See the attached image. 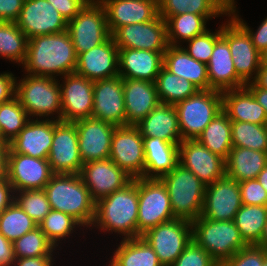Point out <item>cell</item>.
<instances>
[{
  "label": "cell",
  "instance_id": "obj_1",
  "mask_svg": "<svg viewBox=\"0 0 267 266\" xmlns=\"http://www.w3.org/2000/svg\"><path fill=\"white\" fill-rule=\"evenodd\" d=\"M25 74L56 78L74 73L77 54L68 31L28 39Z\"/></svg>",
  "mask_w": 267,
  "mask_h": 266
},
{
  "label": "cell",
  "instance_id": "obj_2",
  "mask_svg": "<svg viewBox=\"0 0 267 266\" xmlns=\"http://www.w3.org/2000/svg\"><path fill=\"white\" fill-rule=\"evenodd\" d=\"M138 178L98 200L91 227L117 233L124 240L137 238Z\"/></svg>",
  "mask_w": 267,
  "mask_h": 266
},
{
  "label": "cell",
  "instance_id": "obj_3",
  "mask_svg": "<svg viewBox=\"0 0 267 266\" xmlns=\"http://www.w3.org/2000/svg\"><path fill=\"white\" fill-rule=\"evenodd\" d=\"M51 208L73 216L91 229L96 202L80 174H53L44 188Z\"/></svg>",
  "mask_w": 267,
  "mask_h": 266
},
{
  "label": "cell",
  "instance_id": "obj_4",
  "mask_svg": "<svg viewBox=\"0 0 267 266\" xmlns=\"http://www.w3.org/2000/svg\"><path fill=\"white\" fill-rule=\"evenodd\" d=\"M18 81L16 79L15 96L26 110L29 119L43 117V120H49L50 116L52 119V116L57 114L53 120L56 118V121H61L62 98L59 79L28 74Z\"/></svg>",
  "mask_w": 267,
  "mask_h": 266
},
{
  "label": "cell",
  "instance_id": "obj_5",
  "mask_svg": "<svg viewBox=\"0 0 267 266\" xmlns=\"http://www.w3.org/2000/svg\"><path fill=\"white\" fill-rule=\"evenodd\" d=\"M159 179L167 189L175 218L192 222L201 216L206 185L194 173L178 164Z\"/></svg>",
  "mask_w": 267,
  "mask_h": 266
},
{
  "label": "cell",
  "instance_id": "obj_6",
  "mask_svg": "<svg viewBox=\"0 0 267 266\" xmlns=\"http://www.w3.org/2000/svg\"><path fill=\"white\" fill-rule=\"evenodd\" d=\"M192 239L220 265L247 246L234 221H213L202 216L192 221Z\"/></svg>",
  "mask_w": 267,
  "mask_h": 266
},
{
  "label": "cell",
  "instance_id": "obj_7",
  "mask_svg": "<svg viewBox=\"0 0 267 266\" xmlns=\"http://www.w3.org/2000/svg\"><path fill=\"white\" fill-rule=\"evenodd\" d=\"M183 140H196L205 127L222 111V92L198 90L175 105Z\"/></svg>",
  "mask_w": 267,
  "mask_h": 266
},
{
  "label": "cell",
  "instance_id": "obj_8",
  "mask_svg": "<svg viewBox=\"0 0 267 266\" xmlns=\"http://www.w3.org/2000/svg\"><path fill=\"white\" fill-rule=\"evenodd\" d=\"M173 219L175 216L163 182L158 178H138L137 237Z\"/></svg>",
  "mask_w": 267,
  "mask_h": 266
},
{
  "label": "cell",
  "instance_id": "obj_9",
  "mask_svg": "<svg viewBox=\"0 0 267 266\" xmlns=\"http://www.w3.org/2000/svg\"><path fill=\"white\" fill-rule=\"evenodd\" d=\"M67 31L77 56L104 43L111 36L104 5L100 1H88L80 12L68 21Z\"/></svg>",
  "mask_w": 267,
  "mask_h": 266
},
{
  "label": "cell",
  "instance_id": "obj_10",
  "mask_svg": "<svg viewBox=\"0 0 267 266\" xmlns=\"http://www.w3.org/2000/svg\"><path fill=\"white\" fill-rule=\"evenodd\" d=\"M152 247L163 266H171L192 240V222L175 218L141 236Z\"/></svg>",
  "mask_w": 267,
  "mask_h": 266
},
{
  "label": "cell",
  "instance_id": "obj_11",
  "mask_svg": "<svg viewBox=\"0 0 267 266\" xmlns=\"http://www.w3.org/2000/svg\"><path fill=\"white\" fill-rule=\"evenodd\" d=\"M221 37L228 43L237 76L245 84L254 81L261 66V53L248 33L230 16L221 25Z\"/></svg>",
  "mask_w": 267,
  "mask_h": 266
},
{
  "label": "cell",
  "instance_id": "obj_12",
  "mask_svg": "<svg viewBox=\"0 0 267 266\" xmlns=\"http://www.w3.org/2000/svg\"><path fill=\"white\" fill-rule=\"evenodd\" d=\"M109 158L133 179L145 171L143 136L136 126H117L111 139Z\"/></svg>",
  "mask_w": 267,
  "mask_h": 266
},
{
  "label": "cell",
  "instance_id": "obj_13",
  "mask_svg": "<svg viewBox=\"0 0 267 266\" xmlns=\"http://www.w3.org/2000/svg\"><path fill=\"white\" fill-rule=\"evenodd\" d=\"M111 36L119 49L165 52L169 45L166 21L160 15L149 22L118 27Z\"/></svg>",
  "mask_w": 267,
  "mask_h": 266
},
{
  "label": "cell",
  "instance_id": "obj_14",
  "mask_svg": "<svg viewBox=\"0 0 267 266\" xmlns=\"http://www.w3.org/2000/svg\"><path fill=\"white\" fill-rule=\"evenodd\" d=\"M48 162L55 174L81 173L83 161L75 123L54 120V136Z\"/></svg>",
  "mask_w": 267,
  "mask_h": 266
},
{
  "label": "cell",
  "instance_id": "obj_15",
  "mask_svg": "<svg viewBox=\"0 0 267 266\" xmlns=\"http://www.w3.org/2000/svg\"><path fill=\"white\" fill-rule=\"evenodd\" d=\"M15 23L28 39L64 32L68 24L47 0H24Z\"/></svg>",
  "mask_w": 267,
  "mask_h": 266
},
{
  "label": "cell",
  "instance_id": "obj_16",
  "mask_svg": "<svg viewBox=\"0 0 267 266\" xmlns=\"http://www.w3.org/2000/svg\"><path fill=\"white\" fill-rule=\"evenodd\" d=\"M242 205L239 182L225 175L206 185L201 216L213 221H232Z\"/></svg>",
  "mask_w": 267,
  "mask_h": 266
},
{
  "label": "cell",
  "instance_id": "obj_17",
  "mask_svg": "<svg viewBox=\"0 0 267 266\" xmlns=\"http://www.w3.org/2000/svg\"><path fill=\"white\" fill-rule=\"evenodd\" d=\"M53 174L48 159L34 158L9 149L7 178L14 192L44 189Z\"/></svg>",
  "mask_w": 267,
  "mask_h": 266
},
{
  "label": "cell",
  "instance_id": "obj_18",
  "mask_svg": "<svg viewBox=\"0 0 267 266\" xmlns=\"http://www.w3.org/2000/svg\"><path fill=\"white\" fill-rule=\"evenodd\" d=\"M63 77L61 121L74 123L92 117L93 81L75 72Z\"/></svg>",
  "mask_w": 267,
  "mask_h": 266
},
{
  "label": "cell",
  "instance_id": "obj_19",
  "mask_svg": "<svg viewBox=\"0 0 267 266\" xmlns=\"http://www.w3.org/2000/svg\"><path fill=\"white\" fill-rule=\"evenodd\" d=\"M92 118L116 126H126L123 78L116 76L93 81Z\"/></svg>",
  "mask_w": 267,
  "mask_h": 266
},
{
  "label": "cell",
  "instance_id": "obj_20",
  "mask_svg": "<svg viewBox=\"0 0 267 266\" xmlns=\"http://www.w3.org/2000/svg\"><path fill=\"white\" fill-rule=\"evenodd\" d=\"M80 175L95 202L124 188L133 180L110 158L84 163Z\"/></svg>",
  "mask_w": 267,
  "mask_h": 266
},
{
  "label": "cell",
  "instance_id": "obj_21",
  "mask_svg": "<svg viewBox=\"0 0 267 266\" xmlns=\"http://www.w3.org/2000/svg\"><path fill=\"white\" fill-rule=\"evenodd\" d=\"M74 123L83 164L109 159L111 139L117 126L92 117Z\"/></svg>",
  "mask_w": 267,
  "mask_h": 266
},
{
  "label": "cell",
  "instance_id": "obj_22",
  "mask_svg": "<svg viewBox=\"0 0 267 266\" xmlns=\"http://www.w3.org/2000/svg\"><path fill=\"white\" fill-rule=\"evenodd\" d=\"M179 164L194 173L205 185L223 178L225 160L212 153L196 140H183L179 144Z\"/></svg>",
  "mask_w": 267,
  "mask_h": 266
},
{
  "label": "cell",
  "instance_id": "obj_23",
  "mask_svg": "<svg viewBox=\"0 0 267 266\" xmlns=\"http://www.w3.org/2000/svg\"><path fill=\"white\" fill-rule=\"evenodd\" d=\"M119 48L110 36L104 43L77 56L75 73L96 81L119 76Z\"/></svg>",
  "mask_w": 267,
  "mask_h": 266
},
{
  "label": "cell",
  "instance_id": "obj_24",
  "mask_svg": "<svg viewBox=\"0 0 267 266\" xmlns=\"http://www.w3.org/2000/svg\"><path fill=\"white\" fill-rule=\"evenodd\" d=\"M105 8L110 34L118 27L149 22L158 15V0H99Z\"/></svg>",
  "mask_w": 267,
  "mask_h": 266
},
{
  "label": "cell",
  "instance_id": "obj_25",
  "mask_svg": "<svg viewBox=\"0 0 267 266\" xmlns=\"http://www.w3.org/2000/svg\"><path fill=\"white\" fill-rule=\"evenodd\" d=\"M53 136V119H30L9 145L15 153L48 159Z\"/></svg>",
  "mask_w": 267,
  "mask_h": 266
},
{
  "label": "cell",
  "instance_id": "obj_26",
  "mask_svg": "<svg viewBox=\"0 0 267 266\" xmlns=\"http://www.w3.org/2000/svg\"><path fill=\"white\" fill-rule=\"evenodd\" d=\"M126 126L139 124L159 103L155 82L123 79Z\"/></svg>",
  "mask_w": 267,
  "mask_h": 266
},
{
  "label": "cell",
  "instance_id": "obj_27",
  "mask_svg": "<svg viewBox=\"0 0 267 266\" xmlns=\"http://www.w3.org/2000/svg\"><path fill=\"white\" fill-rule=\"evenodd\" d=\"M165 52L138 49H119V76L155 82L164 63Z\"/></svg>",
  "mask_w": 267,
  "mask_h": 266
},
{
  "label": "cell",
  "instance_id": "obj_28",
  "mask_svg": "<svg viewBox=\"0 0 267 266\" xmlns=\"http://www.w3.org/2000/svg\"><path fill=\"white\" fill-rule=\"evenodd\" d=\"M209 86L218 91L239 89L245 83L237 76L228 43L220 37L207 64Z\"/></svg>",
  "mask_w": 267,
  "mask_h": 266
},
{
  "label": "cell",
  "instance_id": "obj_29",
  "mask_svg": "<svg viewBox=\"0 0 267 266\" xmlns=\"http://www.w3.org/2000/svg\"><path fill=\"white\" fill-rule=\"evenodd\" d=\"M136 127L143 137H158L177 145L182 142L174 105L160 102Z\"/></svg>",
  "mask_w": 267,
  "mask_h": 266
},
{
  "label": "cell",
  "instance_id": "obj_30",
  "mask_svg": "<svg viewBox=\"0 0 267 266\" xmlns=\"http://www.w3.org/2000/svg\"><path fill=\"white\" fill-rule=\"evenodd\" d=\"M222 110L231 121L267 125L264 108L246 87L222 91Z\"/></svg>",
  "mask_w": 267,
  "mask_h": 266
},
{
  "label": "cell",
  "instance_id": "obj_31",
  "mask_svg": "<svg viewBox=\"0 0 267 266\" xmlns=\"http://www.w3.org/2000/svg\"><path fill=\"white\" fill-rule=\"evenodd\" d=\"M145 171L143 178H160L179 164V145L158 137H143Z\"/></svg>",
  "mask_w": 267,
  "mask_h": 266
},
{
  "label": "cell",
  "instance_id": "obj_32",
  "mask_svg": "<svg viewBox=\"0 0 267 266\" xmlns=\"http://www.w3.org/2000/svg\"><path fill=\"white\" fill-rule=\"evenodd\" d=\"M163 66L172 74L184 77L199 90L212 89L209 86L207 65L191 57L182 45H168Z\"/></svg>",
  "mask_w": 267,
  "mask_h": 266
},
{
  "label": "cell",
  "instance_id": "obj_33",
  "mask_svg": "<svg viewBox=\"0 0 267 266\" xmlns=\"http://www.w3.org/2000/svg\"><path fill=\"white\" fill-rule=\"evenodd\" d=\"M267 165V152L232 147L225 160V173L237 182L256 179Z\"/></svg>",
  "mask_w": 267,
  "mask_h": 266
},
{
  "label": "cell",
  "instance_id": "obj_34",
  "mask_svg": "<svg viewBox=\"0 0 267 266\" xmlns=\"http://www.w3.org/2000/svg\"><path fill=\"white\" fill-rule=\"evenodd\" d=\"M113 254L109 261L113 266H163L152 247L142 237L123 239Z\"/></svg>",
  "mask_w": 267,
  "mask_h": 266
},
{
  "label": "cell",
  "instance_id": "obj_35",
  "mask_svg": "<svg viewBox=\"0 0 267 266\" xmlns=\"http://www.w3.org/2000/svg\"><path fill=\"white\" fill-rule=\"evenodd\" d=\"M197 140L212 153L227 159L232 149L231 120L222 110L205 127Z\"/></svg>",
  "mask_w": 267,
  "mask_h": 266
},
{
  "label": "cell",
  "instance_id": "obj_36",
  "mask_svg": "<svg viewBox=\"0 0 267 266\" xmlns=\"http://www.w3.org/2000/svg\"><path fill=\"white\" fill-rule=\"evenodd\" d=\"M219 16H202L193 13H184L171 16L167 21V40L169 45L180 46L195 36L205 33L207 20ZM180 39V40H179Z\"/></svg>",
  "mask_w": 267,
  "mask_h": 266
},
{
  "label": "cell",
  "instance_id": "obj_37",
  "mask_svg": "<svg viewBox=\"0 0 267 266\" xmlns=\"http://www.w3.org/2000/svg\"><path fill=\"white\" fill-rule=\"evenodd\" d=\"M233 221L247 245H259L267 221V206L242 205Z\"/></svg>",
  "mask_w": 267,
  "mask_h": 266
},
{
  "label": "cell",
  "instance_id": "obj_38",
  "mask_svg": "<svg viewBox=\"0 0 267 266\" xmlns=\"http://www.w3.org/2000/svg\"><path fill=\"white\" fill-rule=\"evenodd\" d=\"M155 86L160 102L174 106L199 90L193 83L172 74L164 66L155 80Z\"/></svg>",
  "mask_w": 267,
  "mask_h": 266
},
{
  "label": "cell",
  "instance_id": "obj_39",
  "mask_svg": "<svg viewBox=\"0 0 267 266\" xmlns=\"http://www.w3.org/2000/svg\"><path fill=\"white\" fill-rule=\"evenodd\" d=\"M28 38L15 22L0 21V56L23 64L26 58Z\"/></svg>",
  "mask_w": 267,
  "mask_h": 266
},
{
  "label": "cell",
  "instance_id": "obj_40",
  "mask_svg": "<svg viewBox=\"0 0 267 266\" xmlns=\"http://www.w3.org/2000/svg\"><path fill=\"white\" fill-rule=\"evenodd\" d=\"M184 13L202 16H226L212 0H158V15L165 21L171 16Z\"/></svg>",
  "mask_w": 267,
  "mask_h": 266
},
{
  "label": "cell",
  "instance_id": "obj_41",
  "mask_svg": "<svg viewBox=\"0 0 267 266\" xmlns=\"http://www.w3.org/2000/svg\"><path fill=\"white\" fill-rule=\"evenodd\" d=\"M26 110L15 96L0 104V129L2 143H10L29 121Z\"/></svg>",
  "mask_w": 267,
  "mask_h": 266
},
{
  "label": "cell",
  "instance_id": "obj_42",
  "mask_svg": "<svg viewBox=\"0 0 267 266\" xmlns=\"http://www.w3.org/2000/svg\"><path fill=\"white\" fill-rule=\"evenodd\" d=\"M36 227H38V224L15 202L0 213V233L11 242L19 239Z\"/></svg>",
  "mask_w": 267,
  "mask_h": 266
},
{
  "label": "cell",
  "instance_id": "obj_43",
  "mask_svg": "<svg viewBox=\"0 0 267 266\" xmlns=\"http://www.w3.org/2000/svg\"><path fill=\"white\" fill-rule=\"evenodd\" d=\"M233 147L267 152V125L231 121Z\"/></svg>",
  "mask_w": 267,
  "mask_h": 266
},
{
  "label": "cell",
  "instance_id": "obj_44",
  "mask_svg": "<svg viewBox=\"0 0 267 266\" xmlns=\"http://www.w3.org/2000/svg\"><path fill=\"white\" fill-rule=\"evenodd\" d=\"M83 225L73 216L61 211L51 210L45 218L38 224L48 240L56 248L63 239L69 238L77 227ZM62 239V240H61Z\"/></svg>",
  "mask_w": 267,
  "mask_h": 266
},
{
  "label": "cell",
  "instance_id": "obj_45",
  "mask_svg": "<svg viewBox=\"0 0 267 266\" xmlns=\"http://www.w3.org/2000/svg\"><path fill=\"white\" fill-rule=\"evenodd\" d=\"M55 249L39 227L13 242L15 258L53 256Z\"/></svg>",
  "mask_w": 267,
  "mask_h": 266
},
{
  "label": "cell",
  "instance_id": "obj_46",
  "mask_svg": "<svg viewBox=\"0 0 267 266\" xmlns=\"http://www.w3.org/2000/svg\"><path fill=\"white\" fill-rule=\"evenodd\" d=\"M14 202L37 224L52 210L44 189L15 192Z\"/></svg>",
  "mask_w": 267,
  "mask_h": 266
},
{
  "label": "cell",
  "instance_id": "obj_47",
  "mask_svg": "<svg viewBox=\"0 0 267 266\" xmlns=\"http://www.w3.org/2000/svg\"><path fill=\"white\" fill-rule=\"evenodd\" d=\"M221 37V26L219 30L215 32L209 31V29L198 36H195L191 40L187 41V47L184 46V50L195 60L200 61L204 64H208L209 59L212 55V51L215 42ZM186 47V48H185Z\"/></svg>",
  "mask_w": 267,
  "mask_h": 266
},
{
  "label": "cell",
  "instance_id": "obj_48",
  "mask_svg": "<svg viewBox=\"0 0 267 266\" xmlns=\"http://www.w3.org/2000/svg\"><path fill=\"white\" fill-rule=\"evenodd\" d=\"M171 266H219V264L192 239Z\"/></svg>",
  "mask_w": 267,
  "mask_h": 266
},
{
  "label": "cell",
  "instance_id": "obj_49",
  "mask_svg": "<svg viewBox=\"0 0 267 266\" xmlns=\"http://www.w3.org/2000/svg\"><path fill=\"white\" fill-rule=\"evenodd\" d=\"M267 251L259 245H247L219 266H262Z\"/></svg>",
  "mask_w": 267,
  "mask_h": 266
},
{
  "label": "cell",
  "instance_id": "obj_50",
  "mask_svg": "<svg viewBox=\"0 0 267 266\" xmlns=\"http://www.w3.org/2000/svg\"><path fill=\"white\" fill-rule=\"evenodd\" d=\"M243 205L267 206V192L257 179L239 182Z\"/></svg>",
  "mask_w": 267,
  "mask_h": 266
},
{
  "label": "cell",
  "instance_id": "obj_51",
  "mask_svg": "<svg viewBox=\"0 0 267 266\" xmlns=\"http://www.w3.org/2000/svg\"><path fill=\"white\" fill-rule=\"evenodd\" d=\"M231 17L248 33L253 45L260 53L267 48V17L262 21L256 32H253L249 28L250 26L242 18H239L237 12L232 14Z\"/></svg>",
  "mask_w": 267,
  "mask_h": 266
},
{
  "label": "cell",
  "instance_id": "obj_52",
  "mask_svg": "<svg viewBox=\"0 0 267 266\" xmlns=\"http://www.w3.org/2000/svg\"><path fill=\"white\" fill-rule=\"evenodd\" d=\"M68 22L72 20L88 1L99 0H47Z\"/></svg>",
  "mask_w": 267,
  "mask_h": 266
},
{
  "label": "cell",
  "instance_id": "obj_53",
  "mask_svg": "<svg viewBox=\"0 0 267 266\" xmlns=\"http://www.w3.org/2000/svg\"><path fill=\"white\" fill-rule=\"evenodd\" d=\"M23 3L24 0H0V21L15 22Z\"/></svg>",
  "mask_w": 267,
  "mask_h": 266
},
{
  "label": "cell",
  "instance_id": "obj_54",
  "mask_svg": "<svg viewBox=\"0 0 267 266\" xmlns=\"http://www.w3.org/2000/svg\"><path fill=\"white\" fill-rule=\"evenodd\" d=\"M16 78L11 72L0 73V104L15 97Z\"/></svg>",
  "mask_w": 267,
  "mask_h": 266
},
{
  "label": "cell",
  "instance_id": "obj_55",
  "mask_svg": "<svg viewBox=\"0 0 267 266\" xmlns=\"http://www.w3.org/2000/svg\"><path fill=\"white\" fill-rule=\"evenodd\" d=\"M14 261L13 242L0 233V266H12Z\"/></svg>",
  "mask_w": 267,
  "mask_h": 266
},
{
  "label": "cell",
  "instance_id": "obj_56",
  "mask_svg": "<svg viewBox=\"0 0 267 266\" xmlns=\"http://www.w3.org/2000/svg\"><path fill=\"white\" fill-rule=\"evenodd\" d=\"M14 193L8 178L0 179V213L14 202Z\"/></svg>",
  "mask_w": 267,
  "mask_h": 266
},
{
  "label": "cell",
  "instance_id": "obj_57",
  "mask_svg": "<svg viewBox=\"0 0 267 266\" xmlns=\"http://www.w3.org/2000/svg\"><path fill=\"white\" fill-rule=\"evenodd\" d=\"M54 261L53 256L15 258L12 266H53Z\"/></svg>",
  "mask_w": 267,
  "mask_h": 266
},
{
  "label": "cell",
  "instance_id": "obj_58",
  "mask_svg": "<svg viewBox=\"0 0 267 266\" xmlns=\"http://www.w3.org/2000/svg\"><path fill=\"white\" fill-rule=\"evenodd\" d=\"M245 87L253 94L256 101L264 108L267 115V89L258 87L253 81L245 84Z\"/></svg>",
  "mask_w": 267,
  "mask_h": 266
},
{
  "label": "cell",
  "instance_id": "obj_59",
  "mask_svg": "<svg viewBox=\"0 0 267 266\" xmlns=\"http://www.w3.org/2000/svg\"><path fill=\"white\" fill-rule=\"evenodd\" d=\"M9 149L8 143H0V179L7 178Z\"/></svg>",
  "mask_w": 267,
  "mask_h": 266
},
{
  "label": "cell",
  "instance_id": "obj_60",
  "mask_svg": "<svg viewBox=\"0 0 267 266\" xmlns=\"http://www.w3.org/2000/svg\"><path fill=\"white\" fill-rule=\"evenodd\" d=\"M225 14L230 17L237 10L235 0H212Z\"/></svg>",
  "mask_w": 267,
  "mask_h": 266
},
{
  "label": "cell",
  "instance_id": "obj_61",
  "mask_svg": "<svg viewBox=\"0 0 267 266\" xmlns=\"http://www.w3.org/2000/svg\"><path fill=\"white\" fill-rule=\"evenodd\" d=\"M253 82L258 87L267 89V65L261 64L257 77Z\"/></svg>",
  "mask_w": 267,
  "mask_h": 266
},
{
  "label": "cell",
  "instance_id": "obj_62",
  "mask_svg": "<svg viewBox=\"0 0 267 266\" xmlns=\"http://www.w3.org/2000/svg\"><path fill=\"white\" fill-rule=\"evenodd\" d=\"M261 186L266 190L267 192V165L263 168V170L258 174L256 178Z\"/></svg>",
  "mask_w": 267,
  "mask_h": 266
},
{
  "label": "cell",
  "instance_id": "obj_63",
  "mask_svg": "<svg viewBox=\"0 0 267 266\" xmlns=\"http://www.w3.org/2000/svg\"><path fill=\"white\" fill-rule=\"evenodd\" d=\"M259 246L263 247L267 251V221L264 227V231Z\"/></svg>",
  "mask_w": 267,
  "mask_h": 266
},
{
  "label": "cell",
  "instance_id": "obj_64",
  "mask_svg": "<svg viewBox=\"0 0 267 266\" xmlns=\"http://www.w3.org/2000/svg\"><path fill=\"white\" fill-rule=\"evenodd\" d=\"M261 64L267 65V48L261 52Z\"/></svg>",
  "mask_w": 267,
  "mask_h": 266
},
{
  "label": "cell",
  "instance_id": "obj_65",
  "mask_svg": "<svg viewBox=\"0 0 267 266\" xmlns=\"http://www.w3.org/2000/svg\"><path fill=\"white\" fill-rule=\"evenodd\" d=\"M262 266H267V254H266V258H265L264 263H263Z\"/></svg>",
  "mask_w": 267,
  "mask_h": 266
},
{
  "label": "cell",
  "instance_id": "obj_66",
  "mask_svg": "<svg viewBox=\"0 0 267 266\" xmlns=\"http://www.w3.org/2000/svg\"><path fill=\"white\" fill-rule=\"evenodd\" d=\"M0 143H2L1 129H0Z\"/></svg>",
  "mask_w": 267,
  "mask_h": 266
}]
</instances>
